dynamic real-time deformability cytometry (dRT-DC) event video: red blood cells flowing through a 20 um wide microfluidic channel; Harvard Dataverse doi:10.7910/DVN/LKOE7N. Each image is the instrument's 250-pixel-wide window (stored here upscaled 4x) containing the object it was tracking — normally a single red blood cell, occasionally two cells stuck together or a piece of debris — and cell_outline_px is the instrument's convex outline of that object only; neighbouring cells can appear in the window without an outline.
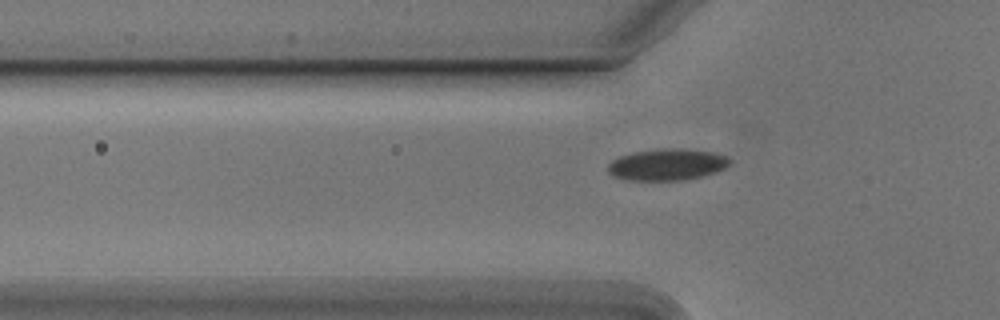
{"species": "Egyptian fruit bat (a non-hibernating species)", "species_latin": "Rousettus aegyptiacus", "temperature_condition": "cold", "stored_images_in_passage": 38, "camera_frame_rate_fps": 3000, "um_per_image_px": 0.085, "animal": {"sex": "male"}, "frame": {"image": 1, "passage_image": 7, "time_ms": 2.0, "image_size_px": [1000, 320], "cell_outline_px": [[728, 164], [724, 168], [716, 172], [704, 176], [684, 180], [624, 180], [612, 176], [608, 172], [608, 164], [612, 160], [620, 156], [636, 152], [664, 148], [680, 148], [716, 152], [724, 156], [728, 160]], "centroid_in_image_um": [56.67, 13.99], "position_along_channel_um": 69.1, "area_um2": 22.37}}
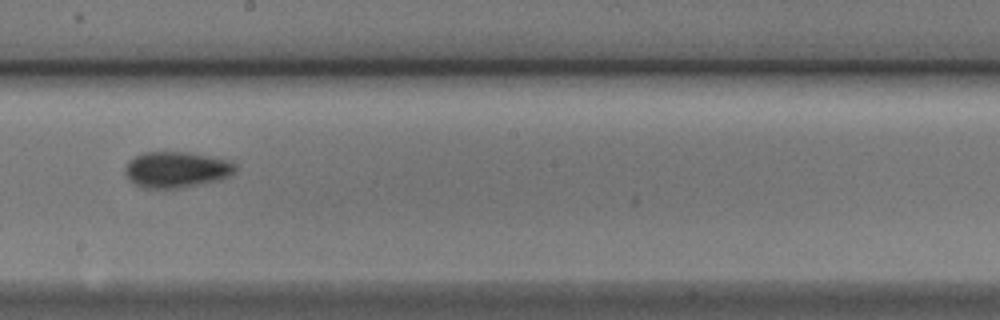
{"frame": {"image": 2, "passage_image": 20, "time_ms": 6.333, "image_size_px": [1000, 320], "cell_outline_px": [[236, 172], [232, 176], [220, 180], [204, 184], [180, 188], [144, 188], [136, 184], [124, 172], [124, 168], [128, 160], [144, 152], [188, 152], [224, 160], [236, 164]], "centroid_in_image_um": [15.01, 14.43], "position_along_channel_um": 233.2, "area_um2": 23.12}}
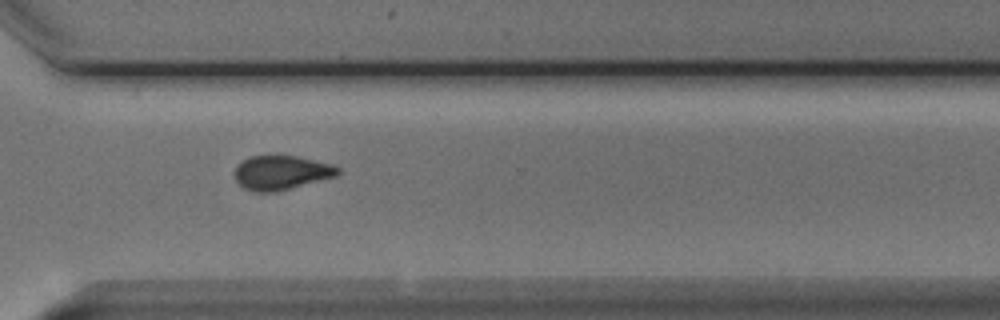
{"frame": {"image": 3, "passage_image": 29, "time_ms": 9.333, "image_size_px": [1000, 320], "cell_outline_px": [[340, 172], [336, 176], [276, 192], [256, 192], [244, 188], [236, 180], [236, 168], [244, 160], [252, 156], [276, 152], [296, 156], [332, 164], [340, 168]], "centroid_in_image_um": [23.93, 14.63], "position_along_channel_um": 346.7, "area_um2": 20.87}, "authors_computed_cell_mechanics": {"area_um2": 21.7328, "velocity_mm_per_s": 3.7854, "shape_relaxation_time_tau1_ms": 1.8251, "shape_relaxation_time_tau2_ms": 2.2232, "deformation_change_tau1": 0.0866, "deformation_change_tau2": 0.0555}}